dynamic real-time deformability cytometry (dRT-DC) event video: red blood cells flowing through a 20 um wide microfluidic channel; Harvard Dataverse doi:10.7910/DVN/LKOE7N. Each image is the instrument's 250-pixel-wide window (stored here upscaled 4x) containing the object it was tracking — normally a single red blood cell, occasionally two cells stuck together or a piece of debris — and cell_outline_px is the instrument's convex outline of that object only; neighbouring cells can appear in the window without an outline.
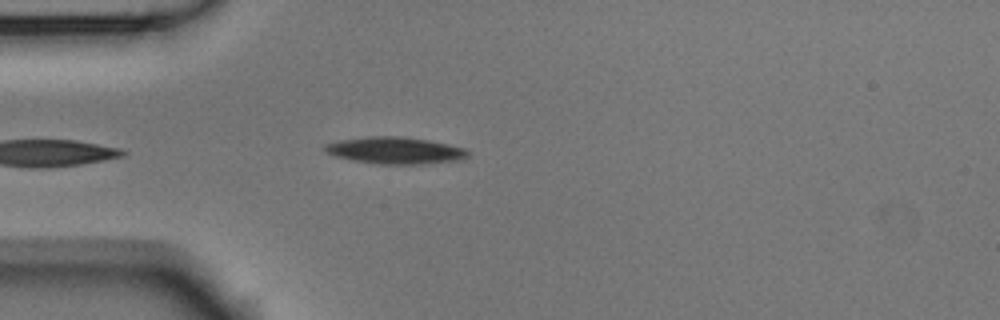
{"species": "Egyptian fruit bat (a non-hibernating species)", "species_latin": "Rousettus aegyptiacus", "temperature_condition": "room temperature", "stored_images_in_passage": 5, "camera_frame_rate_fps": 3000, "um_per_image_px": 0.085, "animal": {"sex": "male"}, "frame": {"image": 1, "passage_image": 5, "time_ms": 1.333, "image_size_px": [1000, 320], "cell_outline_px": [[468, 156], [460, 160], [420, 164], [380, 164], [356, 160], [336, 156], [328, 152], [324, 148], [324, 144], [340, 140], [368, 136], [404, 136], [428, 140], [448, 144], [464, 148], [468, 152]], "centroid_in_image_um": [33.61, 12.78], "position_along_channel_um": 51.4, "area_um2": 22.14}}